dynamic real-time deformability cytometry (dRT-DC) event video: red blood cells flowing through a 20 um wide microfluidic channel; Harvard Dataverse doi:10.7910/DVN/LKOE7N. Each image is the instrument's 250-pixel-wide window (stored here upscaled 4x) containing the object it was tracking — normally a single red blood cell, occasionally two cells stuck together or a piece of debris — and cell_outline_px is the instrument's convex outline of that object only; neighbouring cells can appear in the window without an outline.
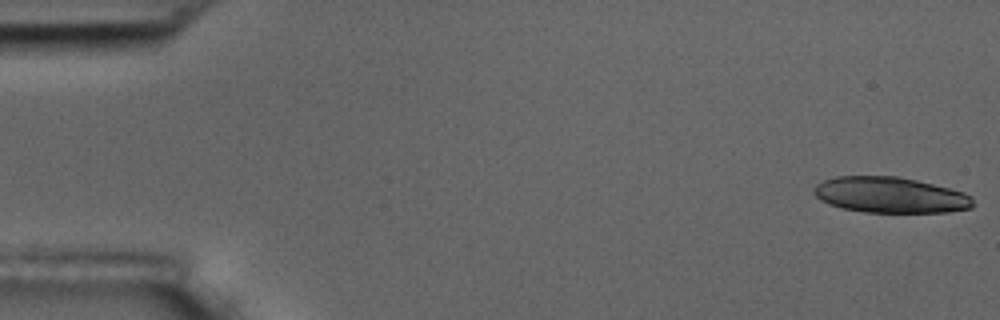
{"species": "common noctule bat (a hibernating species)", "species_latin": "Nyctalus noctula", "temperature_condition": "room temperature", "stored_images_in_passage": 6, "camera_frame_rate_fps": 3000, "um_per_image_px": 0.085, "animal": {"sex": "male", "body_mass_g": 17.5, "forearm_length_mm": 52.3}, "frame": {"image": 1, "passage_image": 1, "time_ms": 0.0, "image_size_px": [1000, 320], "cell_outline_px": [[972, 208], [948, 212], [864, 212], [840, 208], [828, 204], [820, 200], [812, 192], [812, 188], [816, 184], [824, 180], [836, 176], [896, 176], [916, 180], [964, 192], [972, 196]], "centroid_in_image_um": [75.62, 16.57], "position_along_channel_um": 9.4, "area_um2": 33.29}}
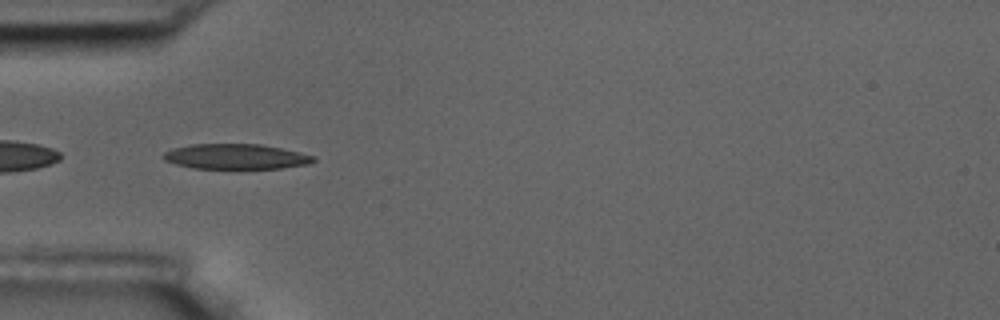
{"frame": {"image": 2, "passage_image": 5, "time_ms": 5.667, "image_size_px": [1000, 320], "cell_outline_px": [[316, 160], [308, 164], [280, 168], [192, 168], [176, 164], [164, 160], [160, 156], [164, 152], [172, 148], [192, 144], [260, 144], [300, 152], [316, 156]], "centroid_in_image_um": [20.02, 13.3], "position_along_channel_um": 65.0, "area_um2": 22.02}}